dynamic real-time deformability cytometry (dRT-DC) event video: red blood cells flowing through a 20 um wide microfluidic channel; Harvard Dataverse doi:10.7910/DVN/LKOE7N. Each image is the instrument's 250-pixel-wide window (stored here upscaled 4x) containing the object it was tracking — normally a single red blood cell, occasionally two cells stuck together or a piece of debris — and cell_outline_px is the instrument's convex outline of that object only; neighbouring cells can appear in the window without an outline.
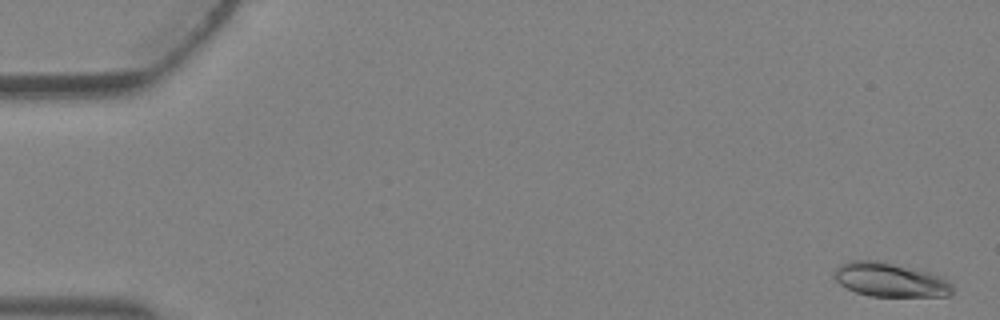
{"species": "Egyptian fruit bat (a non-hibernating species)", "species_latin": "Rousettus aegyptiacus", "temperature_condition": "warm", "stored_images_in_passage": 3, "camera_frame_rate_fps": 3000, "um_per_image_px": 0.085, "animal": {"sex": "female"}, "frame": {"image": 1, "passage_image": 1, "time_ms": 0.0, "image_size_px": [1000, 320], "cell_outline_px": [[952, 292], [948, 296], [872, 296], [856, 292], [840, 284], [832, 276], [836, 268], [840, 264], [848, 260], [880, 260], [932, 272], [940, 276], [952, 284]], "centroid_in_image_um": [75.65, 23.76], "position_along_channel_um": 9.4, "area_um2": 23.64}}